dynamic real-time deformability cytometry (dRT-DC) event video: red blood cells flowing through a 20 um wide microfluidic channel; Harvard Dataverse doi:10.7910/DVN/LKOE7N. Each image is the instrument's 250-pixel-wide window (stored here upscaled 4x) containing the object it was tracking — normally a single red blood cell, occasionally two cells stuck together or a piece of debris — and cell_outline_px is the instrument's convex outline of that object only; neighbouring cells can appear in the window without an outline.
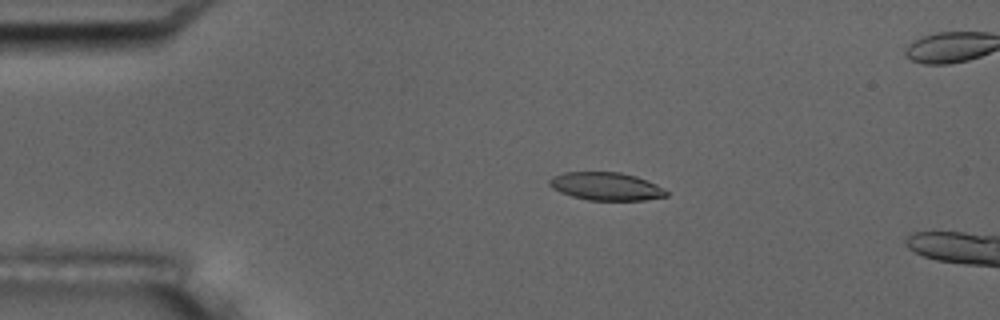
{"species": "common noctule bat (a hibernating species)", "species_latin": "Nyctalus noctula", "temperature_condition": "room temperature", "stored_images_in_passage": 17, "camera_frame_rate_fps": 3000, "um_per_image_px": 0.085, "animal": {"sex": "male", "body_mass_g": 17.5, "forearm_length_mm": 52.3}, "frame": {"image": 1, "passage_image": 12, "time_ms": 3.667, "image_size_px": [1000, 320], "cell_outline_px": [[668, 196], [644, 200], [588, 200], [572, 196], [560, 192], [552, 188], [548, 184], [548, 180], [552, 176], [564, 172], [620, 172], [636, 176], [656, 184], [668, 192]], "centroid_in_image_um": [51.49, 15.83], "position_along_channel_um": 33.5, "area_um2": 19.07}}